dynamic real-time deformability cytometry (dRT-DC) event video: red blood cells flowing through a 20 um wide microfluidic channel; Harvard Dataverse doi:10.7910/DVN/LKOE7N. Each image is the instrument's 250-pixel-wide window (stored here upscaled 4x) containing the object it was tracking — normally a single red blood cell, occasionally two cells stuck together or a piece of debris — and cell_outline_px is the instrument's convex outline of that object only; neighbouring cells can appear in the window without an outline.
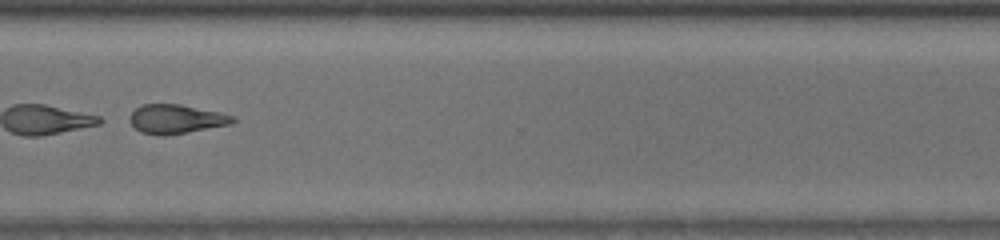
{"species": "common noctule bat (a hibernating species)", "species_latin": "Nyctalus noctula", "temperature_condition": "room temperature", "stored_images_in_passage": 36, "camera_frame_rate_fps": 3000, "um_per_image_px": 0.085, "animal": {"sex": "male", "body_mass_g": 13.0, "forearm_length_mm": 53.1}, "frame": {"image": 1, "passage_image": 26, "time_ms": 8.333, "image_size_px": [1000, 240], "cell_outline_px": [[236, 120], [232, 124], [164, 136], [160, 136], [140, 132], [128, 120], [128, 116], [140, 104], [180, 104], [220, 112], [232, 116]], "centroid_in_image_um": [14.93, 10.12], "position_along_channel_um": 355.7, "area_um2": 17.51}, "authors_computed_cell_mechanics": {"area_um2": 25.3742, "velocity_mm_per_s": 3.9963, "shape_relaxation_time_tau1_ms": 1.6429, "shape_relaxation_time_tau2_ms": 4.5776, "deformation_change_tau1": 0.2656, "deformation_change_tau2": 0.1465}}